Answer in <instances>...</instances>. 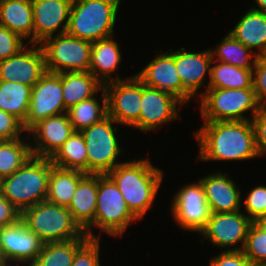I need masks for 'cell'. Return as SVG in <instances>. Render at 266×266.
<instances>
[{
	"mask_svg": "<svg viewBox=\"0 0 266 266\" xmlns=\"http://www.w3.org/2000/svg\"><path fill=\"white\" fill-rule=\"evenodd\" d=\"M88 239L44 243L38 257L30 266H72L76 251Z\"/></svg>",
	"mask_w": 266,
	"mask_h": 266,
	"instance_id": "cell-33",
	"label": "cell"
},
{
	"mask_svg": "<svg viewBox=\"0 0 266 266\" xmlns=\"http://www.w3.org/2000/svg\"><path fill=\"white\" fill-rule=\"evenodd\" d=\"M21 219L44 243L89 238L66 206L44 200L21 213Z\"/></svg>",
	"mask_w": 266,
	"mask_h": 266,
	"instance_id": "cell-5",
	"label": "cell"
},
{
	"mask_svg": "<svg viewBox=\"0 0 266 266\" xmlns=\"http://www.w3.org/2000/svg\"><path fill=\"white\" fill-rule=\"evenodd\" d=\"M121 0H73L67 33L90 42L114 35Z\"/></svg>",
	"mask_w": 266,
	"mask_h": 266,
	"instance_id": "cell-4",
	"label": "cell"
},
{
	"mask_svg": "<svg viewBox=\"0 0 266 266\" xmlns=\"http://www.w3.org/2000/svg\"><path fill=\"white\" fill-rule=\"evenodd\" d=\"M198 95L204 122L252 120L261 108L253 88H208ZM248 111H251V117H246Z\"/></svg>",
	"mask_w": 266,
	"mask_h": 266,
	"instance_id": "cell-7",
	"label": "cell"
},
{
	"mask_svg": "<svg viewBox=\"0 0 266 266\" xmlns=\"http://www.w3.org/2000/svg\"><path fill=\"white\" fill-rule=\"evenodd\" d=\"M47 72L40 44L27 43L17 54L0 61V80L33 87Z\"/></svg>",
	"mask_w": 266,
	"mask_h": 266,
	"instance_id": "cell-17",
	"label": "cell"
},
{
	"mask_svg": "<svg viewBox=\"0 0 266 266\" xmlns=\"http://www.w3.org/2000/svg\"><path fill=\"white\" fill-rule=\"evenodd\" d=\"M101 100L92 98L81 101L67 109L69 120L75 131H82L92 124L102 121L108 116L107 94L104 88L101 89Z\"/></svg>",
	"mask_w": 266,
	"mask_h": 266,
	"instance_id": "cell-30",
	"label": "cell"
},
{
	"mask_svg": "<svg viewBox=\"0 0 266 266\" xmlns=\"http://www.w3.org/2000/svg\"><path fill=\"white\" fill-rule=\"evenodd\" d=\"M72 1L32 0L34 23L33 44H41L48 37L67 31Z\"/></svg>",
	"mask_w": 266,
	"mask_h": 266,
	"instance_id": "cell-18",
	"label": "cell"
},
{
	"mask_svg": "<svg viewBox=\"0 0 266 266\" xmlns=\"http://www.w3.org/2000/svg\"><path fill=\"white\" fill-rule=\"evenodd\" d=\"M242 207L252 222L258 217L266 215V186L259 184L252 188L242 202Z\"/></svg>",
	"mask_w": 266,
	"mask_h": 266,
	"instance_id": "cell-36",
	"label": "cell"
},
{
	"mask_svg": "<svg viewBox=\"0 0 266 266\" xmlns=\"http://www.w3.org/2000/svg\"><path fill=\"white\" fill-rule=\"evenodd\" d=\"M214 63V65H213ZM253 69H243L217 60L211 63L210 80L205 87L221 89L253 88Z\"/></svg>",
	"mask_w": 266,
	"mask_h": 266,
	"instance_id": "cell-28",
	"label": "cell"
},
{
	"mask_svg": "<svg viewBox=\"0 0 266 266\" xmlns=\"http://www.w3.org/2000/svg\"><path fill=\"white\" fill-rule=\"evenodd\" d=\"M108 175L118 186L129 210L139 220L152 208L164 176L149 158L122 162Z\"/></svg>",
	"mask_w": 266,
	"mask_h": 266,
	"instance_id": "cell-2",
	"label": "cell"
},
{
	"mask_svg": "<svg viewBox=\"0 0 266 266\" xmlns=\"http://www.w3.org/2000/svg\"><path fill=\"white\" fill-rule=\"evenodd\" d=\"M146 86L174 95L183 104L194 97L182 86L176 70L175 51L159 52L154 59L135 74Z\"/></svg>",
	"mask_w": 266,
	"mask_h": 266,
	"instance_id": "cell-16",
	"label": "cell"
},
{
	"mask_svg": "<svg viewBox=\"0 0 266 266\" xmlns=\"http://www.w3.org/2000/svg\"><path fill=\"white\" fill-rule=\"evenodd\" d=\"M100 240L89 238L77 251L72 266H101Z\"/></svg>",
	"mask_w": 266,
	"mask_h": 266,
	"instance_id": "cell-37",
	"label": "cell"
},
{
	"mask_svg": "<svg viewBox=\"0 0 266 266\" xmlns=\"http://www.w3.org/2000/svg\"><path fill=\"white\" fill-rule=\"evenodd\" d=\"M178 189L172 197L171 217L184 231L200 233L211 216L203 185L198 179Z\"/></svg>",
	"mask_w": 266,
	"mask_h": 266,
	"instance_id": "cell-10",
	"label": "cell"
},
{
	"mask_svg": "<svg viewBox=\"0 0 266 266\" xmlns=\"http://www.w3.org/2000/svg\"><path fill=\"white\" fill-rule=\"evenodd\" d=\"M198 161H244L259 157L251 120L203 122L193 132Z\"/></svg>",
	"mask_w": 266,
	"mask_h": 266,
	"instance_id": "cell-1",
	"label": "cell"
},
{
	"mask_svg": "<svg viewBox=\"0 0 266 266\" xmlns=\"http://www.w3.org/2000/svg\"><path fill=\"white\" fill-rule=\"evenodd\" d=\"M31 86L0 80V110L12 114L22 124L27 118Z\"/></svg>",
	"mask_w": 266,
	"mask_h": 266,
	"instance_id": "cell-32",
	"label": "cell"
},
{
	"mask_svg": "<svg viewBox=\"0 0 266 266\" xmlns=\"http://www.w3.org/2000/svg\"><path fill=\"white\" fill-rule=\"evenodd\" d=\"M24 39L0 24V61L17 54L26 46Z\"/></svg>",
	"mask_w": 266,
	"mask_h": 266,
	"instance_id": "cell-38",
	"label": "cell"
},
{
	"mask_svg": "<svg viewBox=\"0 0 266 266\" xmlns=\"http://www.w3.org/2000/svg\"><path fill=\"white\" fill-rule=\"evenodd\" d=\"M50 159L56 167L87 174V152L83 134L74 131Z\"/></svg>",
	"mask_w": 266,
	"mask_h": 266,
	"instance_id": "cell-31",
	"label": "cell"
},
{
	"mask_svg": "<svg viewBox=\"0 0 266 266\" xmlns=\"http://www.w3.org/2000/svg\"><path fill=\"white\" fill-rule=\"evenodd\" d=\"M116 125L118 123L107 116L81 131L86 143L87 174H108L122 163L117 159L123 148L119 145Z\"/></svg>",
	"mask_w": 266,
	"mask_h": 266,
	"instance_id": "cell-8",
	"label": "cell"
},
{
	"mask_svg": "<svg viewBox=\"0 0 266 266\" xmlns=\"http://www.w3.org/2000/svg\"><path fill=\"white\" fill-rule=\"evenodd\" d=\"M203 185L211 213L235 212L241 210L242 196L237 183L228 172L221 170L199 178Z\"/></svg>",
	"mask_w": 266,
	"mask_h": 266,
	"instance_id": "cell-20",
	"label": "cell"
},
{
	"mask_svg": "<svg viewBox=\"0 0 266 266\" xmlns=\"http://www.w3.org/2000/svg\"><path fill=\"white\" fill-rule=\"evenodd\" d=\"M229 33L250 50L254 49V53L259 57L266 56L265 13L249 8Z\"/></svg>",
	"mask_w": 266,
	"mask_h": 266,
	"instance_id": "cell-24",
	"label": "cell"
},
{
	"mask_svg": "<svg viewBox=\"0 0 266 266\" xmlns=\"http://www.w3.org/2000/svg\"><path fill=\"white\" fill-rule=\"evenodd\" d=\"M251 224L252 221L241 210L211 213L207 225L199 233L202 237L199 242L206 239L213 247L224 248L223 251H242Z\"/></svg>",
	"mask_w": 266,
	"mask_h": 266,
	"instance_id": "cell-11",
	"label": "cell"
},
{
	"mask_svg": "<svg viewBox=\"0 0 266 266\" xmlns=\"http://www.w3.org/2000/svg\"><path fill=\"white\" fill-rule=\"evenodd\" d=\"M98 194V174H86L78 183L67 207L74 221L85 231L95 219Z\"/></svg>",
	"mask_w": 266,
	"mask_h": 266,
	"instance_id": "cell-23",
	"label": "cell"
},
{
	"mask_svg": "<svg viewBox=\"0 0 266 266\" xmlns=\"http://www.w3.org/2000/svg\"><path fill=\"white\" fill-rule=\"evenodd\" d=\"M185 106L174 95L146 86L142 82V100L139 120L131 127L140 132L156 131L164 124L180 119L179 109Z\"/></svg>",
	"mask_w": 266,
	"mask_h": 266,
	"instance_id": "cell-14",
	"label": "cell"
},
{
	"mask_svg": "<svg viewBox=\"0 0 266 266\" xmlns=\"http://www.w3.org/2000/svg\"><path fill=\"white\" fill-rule=\"evenodd\" d=\"M255 131V143L258 155L266 156V107L260 110L252 118Z\"/></svg>",
	"mask_w": 266,
	"mask_h": 266,
	"instance_id": "cell-41",
	"label": "cell"
},
{
	"mask_svg": "<svg viewBox=\"0 0 266 266\" xmlns=\"http://www.w3.org/2000/svg\"><path fill=\"white\" fill-rule=\"evenodd\" d=\"M209 266H252L243 251H222L209 260Z\"/></svg>",
	"mask_w": 266,
	"mask_h": 266,
	"instance_id": "cell-42",
	"label": "cell"
},
{
	"mask_svg": "<svg viewBox=\"0 0 266 266\" xmlns=\"http://www.w3.org/2000/svg\"><path fill=\"white\" fill-rule=\"evenodd\" d=\"M114 36L92 42L89 72L103 85L114 80H123L118 75L115 79L110 76L118 70L122 61L121 46L115 41Z\"/></svg>",
	"mask_w": 266,
	"mask_h": 266,
	"instance_id": "cell-22",
	"label": "cell"
},
{
	"mask_svg": "<svg viewBox=\"0 0 266 266\" xmlns=\"http://www.w3.org/2000/svg\"><path fill=\"white\" fill-rule=\"evenodd\" d=\"M103 84L89 71L62 72V95L66 109L95 96Z\"/></svg>",
	"mask_w": 266,
	"mask_h": 266,
	"instance_id": "cell-26",
	"label": "cell"
},
{
	"mask_svg": "<svg viewBox=\"0 0 266 266\" xmlns=\"http://www.w3.org/2000/svg\"><path fill=\"white\" fill-rule=\"evenodd\" d=\"M8 262L5 260V257L2 253L1 246H0V266H8Z\"/></svg>",
	"mask_w": 266,
	"mask_h": 266,
	"instance_id": "cell-46",
	"label": "cell"
},
{
	"mask_svg": "<svg viewBox=\"0 0 266 266\" xmlns=\"http://www.w3.org/2000/svg\"><path fill=\"white\" fill-rule=\"evenodd\" d=\"M44 242L22 219L0 227V246L9 265L30 266L38 257Z\"/></svg>",
	"mask_w": 266,
	"mask_h": 266,
	"instance_id": "cell-15",
	"label": "cell"
},
{
	"mask_svg": "<svg viewBox=\"0 0 266 266\" xmlns=\"http://www.w3.org/2000/svg\"><path fill=\"white\" fill-rule=\"evenodd\" d=\"M74 131L67 112L40 121L27 133L33 156L51 158Z\"/></svg>",
	"mask_w": 266,
	"mask_h": 266,
	"instance_id": "cell-19",
	"label": "cell"
},
{
	"mask_svg": "<svg viewBox=\"0 0 266 266\" xmlns=\"http://www.w3.org/2000/svg\"><path fill=\"white\" fill-rule=\"evenodd\" d=\"M212 59L243 69H254L258 55L236 40L230 33L210 49ZM216 57V58H215Z\"/></svg>",
	"mask_w": 266,
	"mask_h": 266,
	"instance_id": "cell-29",
	"label": "cell"
},
{
	"mask_svg": "<svg viewBox=\"0 0 266 266\" xmlns=\"http://www.w3.org/2000/svg\"><path fill=\"white\" fill-rule=\"evenodd\" d=\"M25 133L22 123L17 118L0 110V141L18 139Z\"/></svg>",
	"mask_w": 266,
	"mask_h": 266,
	"instance_id": "cell-40",
	"label": "cell"
},
{
	"mask_svg": "<svg viewBox=\"0 0 266 266\" xmlns=\"http://www.w3.org/2000/svg\"><path fill=\"white\" fill-rule=\"evenodd\" d=\"M242 251L252 266H266V233L254 222L249 227Z\"/></svg>",
	"mask_w": 266,
	"mask_h": 266,
	"instance_id": "cell-35",
	"label": "cell"
},
{
	"mask_svg": "<svg viewBox=\"0 0 266 266\" xmlns=\"http://www.w3.org/2000/svg\"><path fill=\"white\" fill-rule=\"evenodd\" d=\"M21 219V212L0 193V227L16 223Z\"/></svg>",
	"mask_w": 266,
	"mask_h": 266,
	"instance_id": "cell-43",
	"label": "cell"
},
{
	"mask_svg": "<svg viewBox=\"0 0 266 266\" xmlns=\"http://www.w3.org/2000/svg\"><path fill=\"white\" fill-rule=\"evenodd\" d=\"M107 94L108 116L120 126L132 127L141 110L142 81L134 74L127 80H114L103 85Z\"/></svg>",
	"mask_w": 266,
	"mask_h": 266,
	"instance_id": "cell-13",
	"label": "cell"
},
{
	"mask_svg": "<svg viewBox=\"0 0 266 266\" xmlns=\"http://www.w3.org/2000/svg\"><path fill=\"white\" fill-rule=\"evenodd\" d=\"M67 112L62 95V73L47 71L31 89L27 118L22 124L28 133L40 121Z\"/></svg>",
	"mask_w": 266,
	"mask_h": 266,
	"instance_id": "cell-12",
	"label": "cell"
},
{
	"mask_svg": "<svg viewBox=\"0 0 266 266\" xmlns=\"http://www.w3.org/2000/svg\"><path fill=\"white\" fill-rule=\"evenodd\" d=\"M254 223L266 233V215L258 217Z\"/></svg>",
	"mask_w": 266,
	"mask_h": 266,
	"instance_id": "cell-45",
	"label": "cell"
},
{
	"mask_svg": "<svg viewBox=\"0 0 266 266\" xmlns=\"http://www.w3.org/2000/svg\"><path fill=\"white\" fill-rule=\"evenodd\" d=\"M212 55L210 49L190 52L185 47L175 51V64L182 86L195 98L204 86L205 77L210 80ZM207 73V74H206Z\"/></svg>",
	"mask_w": 266,
	"mask_h": 266,
	"instance_id": "cell-21",
	"label": "cell"
},
{
	"mask_svg": "<svg viewBox=\"0 0 266 266\" xmlns=\"http://www.w3.org/2000/svg\"><path fill=\"white\" fill-rule=\"evenodd\" d=\"M0 24L33 43L32 0H0Z\"/></svg>",
	"mask_w": 266,
	"mask_h": 266,
	"instance_id": "cell-25",
	"label": "cell"
},
{
	"mask_svg": "<svg viewBox=\"0 0 266 266\" xmlns=\"http://www.w3.org/2000/svg\"><path fill=\"white\" fill-rule=\"evenodd\" d=\"M29 137L0 141V180L12 175L32 156Z\"/></svg>",
	"mask_w": 266,
	"mask_h": 266,
	"instance_id": "cell-34",
	"label": "cell"
},
{
	"mask_svg": "<svg viewBox=\"0 0 266 266\" xmlns=\"http://www.w3.org/2000/svg\"><path fill=\"white\" fill-rule=\"evenodd\" d=\"M252 87L261 107H266V56L258 57L253 69Z\"/></svg>",
	"mask_w": 266,
	"mask_h": 266,
	"instance_id": "cell-39",
	"label": "cell"
},
{
	"mask_svg": "<svg viewBox=\"0 0 266 266\" xmlns=\"http://www.w3.org/2000/svg\"><path fill=\"white\" fill-rule=\"evenodd\" d=\"M51 169L50 158L32 156L12 175L0 180V193L22 213L46 200Z\"/></svg>",
	"mask_w": 266,
	"mask_h": 266,
	"instance_id": "cell-3",
	"label": "cell"
},
{
	"mask_svg": "<svg viewBox=\"0 0 266 266\" xmlns=\"http://www.w3.org/2000/svg\"><path fill=\"white\" fill-rule=\"evenodd\" d=\"M40 45L45 55L47 71L53 73L89 71L92 42L65 32L48 37Z\"/></svg>",
	"mask_w": 266,
	"mask_h": 266,
	"instance_id": "cell-9",
	"label": "cell"
},
{
	"mask_svg": "<svg viewBox=\"0 0 266 266\" xmlns=\"http://www.w3.org/2000/svg\"><path fill=\"white\" fill-rule=\"evenodd\" d=\"M254 6L250 7V9L261 12V13H265L266 14V0H254Z\"/></svg>",
	"mask_w": 266,
	"mask_h": 266,
	"instance_id": "cell-44",
	"label": "cell"
},
{
	"mask_svg": "<svg viewBox=\"0 0 266 266\" xmlns=\"http://www.w3.org/2000/svg\"><path fill=\"white\" fill-rule=\"evenodd\" d=\"M139 219L129 210L118 186L108 174H98L97 206L94 222L84 231L89 238H100L93 227L110 236L122 237L132 222ZM93 226V227H92Z\"/></svg>",
	"mask_w": 266,
	"mask_h": 266,
	"instance_id": "cell-6",
	"label": "cell"
},
{
	"mask_svg": "<svg viewBox=\"0 0 266 266\" xmlns=\"http://www.w3.org/2000/svg\"><path fill=\"white\" fill-rule=\"evenodd\" d=\"M86 175L79 170L63 169L52 164L46 200L68 207L79 181Z\"/></svg>",
	"mask_w": 266,
	"mask_h": 266,
	"instance_id": "cell-27",
	"label": "cell"
}]
</instances>
